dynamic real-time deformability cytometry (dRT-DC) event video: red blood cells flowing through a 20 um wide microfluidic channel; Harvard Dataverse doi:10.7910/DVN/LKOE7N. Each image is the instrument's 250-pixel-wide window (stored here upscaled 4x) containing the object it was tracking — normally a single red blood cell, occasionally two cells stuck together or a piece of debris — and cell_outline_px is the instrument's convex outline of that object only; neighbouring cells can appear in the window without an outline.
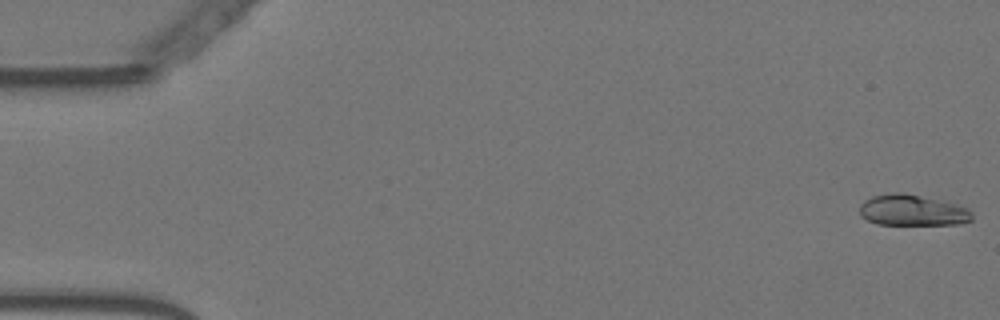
{"species": "Egyptian fruit bat (a non-hibernating species)", "species_latin": "Rousettus aegyptiacus", "temperature_condition": "warm", "stored_images_in_passage": 56, "camera_frame_rate_fps": 3000, "um_per_image_px": 0.085, "animal": {"sex": "female"}, "frame": {"image": 1, "passage_image": 1, "time_ms": 0.0, "image_size_px": [1000, 320], "cell_outline_px": [[972, 220], [960, 224], [876, 224], [860, 216], [860, 204], [864, 200], [872, 196], [892, 192], [904, 192], [968, 208], [972, 212]], "centroid_in_image_um": [77.51, 17.88], "position_along_channel_um": 7.5, "area_um2": 20.11}}
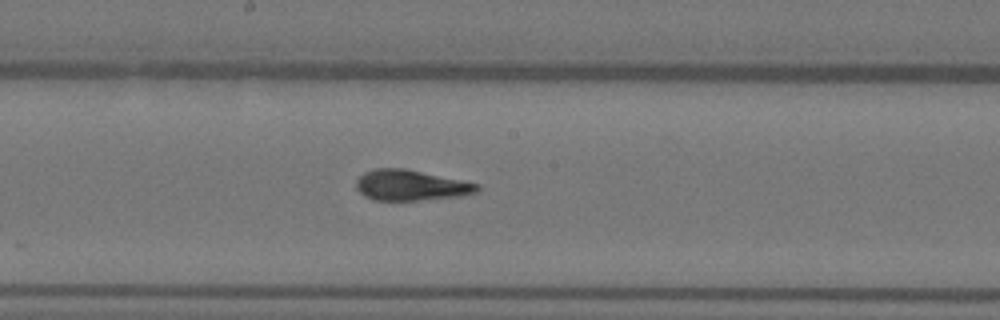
{"frame": {"image": 2, "passage_image": 30, "time_ms": 9.667, "image_size_px": [1000, 320], "cell_outline_px": [[480, 188], [476, 192], [460, 196], [416, 200], [372, 200], [364, 196], [356, 188], [356, 180], [364, 172], [376, 168], [404, 168], [480, 184]], "centroid_in_image_um": [34.89, 15.74], "position_along_channel_um": 213.3, "area_um2": 21.44}}
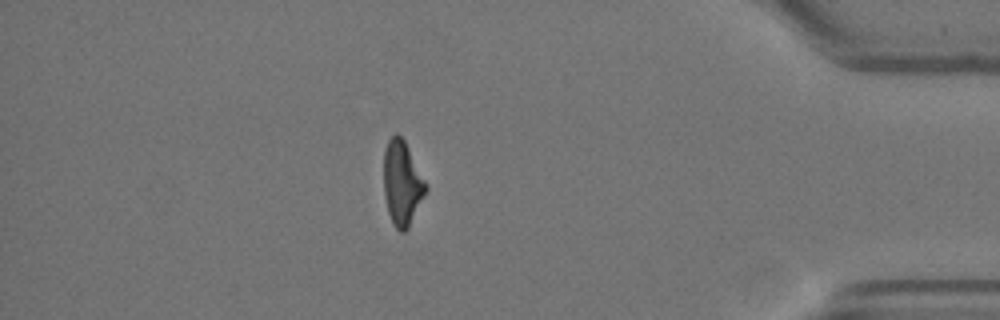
{"frame": {"image": 3, "passage_image": 49, "time_ms": 16.0, "image_size_px": [1000, 320], "cell_outline_px": [[428, 188], [408, 228], [404, 232], [400, 232], [392, 224], [388, 212], [384, 196], [384, 148], [388, 140], [396, 132], [404, 140], [428, 184]], "centroid_in_image_um": [34.18, 15.56], "position_along_channel_um": 401.0, "area_um2": 20.81}, "authors_computed_cell_mechanics": {"area_um2": 21.2126, "velocity_mm_per_s": 3.5989, "shape_relaxation_time_tau1_ms": 3.9477, "shape_relaxation_time_tau2_ms": 0.8752, "deformation_change_tau1": 0.1877, "deformation_change_tau2": 0.0744}}